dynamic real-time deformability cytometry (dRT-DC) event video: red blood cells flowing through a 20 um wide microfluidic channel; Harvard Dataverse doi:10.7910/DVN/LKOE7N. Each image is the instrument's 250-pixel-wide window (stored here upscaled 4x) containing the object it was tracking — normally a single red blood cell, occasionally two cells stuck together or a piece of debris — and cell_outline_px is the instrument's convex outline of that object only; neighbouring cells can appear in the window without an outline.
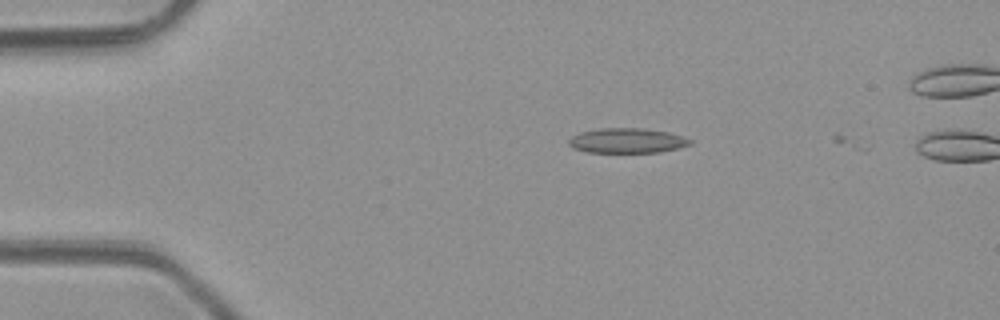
{"species": "common noctule bat (a hibernating species)", "species_latin": "Nyctalus noctula", "temperature_condition": "room temperature", "stored_images_in_passage": 2, "camera_frame_rate_fps": 3000, "um_per_image_px": 0.085, "animal": {"sex": "male", "body_mass_g": 23.1, "forearm_length_mm": 52.7}, "frame": {"image": 1, "passage_image": 1, "time_ms": 0.0, "image_size_px": [1000, 320], "cell_outline_px": [[692, 144], [680, 148], [660, 152], [588, 152], [572, 148], [568, 144], [568, 140], [572, 136], [580, 132], [600, 128], [644, 128], [668, 132], [692, 140]], "centroid_in_image_um": [53.29, 11.95], "position_along_channel_um": 31.7, "area_um2": 17.63}}